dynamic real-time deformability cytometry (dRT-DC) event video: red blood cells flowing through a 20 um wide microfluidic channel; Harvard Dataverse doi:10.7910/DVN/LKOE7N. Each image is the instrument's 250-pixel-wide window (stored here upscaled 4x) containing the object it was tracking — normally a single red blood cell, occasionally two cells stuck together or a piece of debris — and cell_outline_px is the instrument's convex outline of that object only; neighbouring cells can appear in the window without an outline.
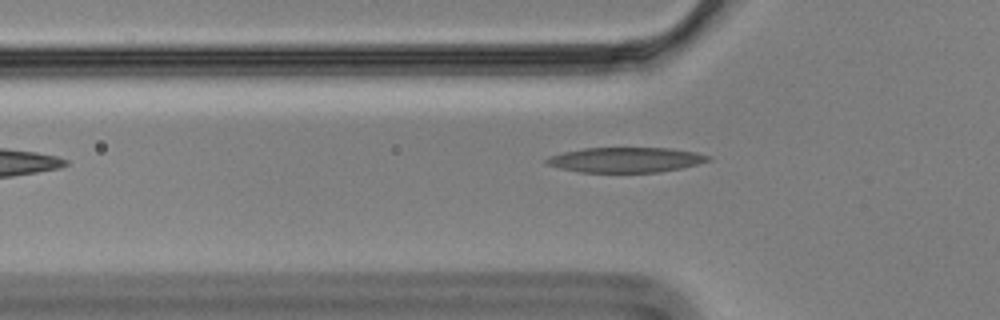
{"species": "Egyptian fruit bat (a non-hibernating species)", "species_latin": "Rousettus aegyptiacus", "temperature_condition": "cold", "stored_images_in_passage": 38, "camera_frame_rate_fps": 3000, "um_per_image_px": 0.085, "animal": {"sex": "male"}, "frame": {"image": 1, "passage_image": 4, "time_ms": 1.0, "image_size_px": [1000, 320], "cell_outline_px": [[708, 160], [696, 164], [680, 168], [660, 172], [580, 172], [560, 168], [548, 164], [544, 160], [552, 156], [564, 152], [584, 148], [672, 148], [696, 152], [708, 156]], "centroid_in_image_um": [53.17, 13.58], "position_along_channel_um": 72.6, "area_um2": 23.24}}
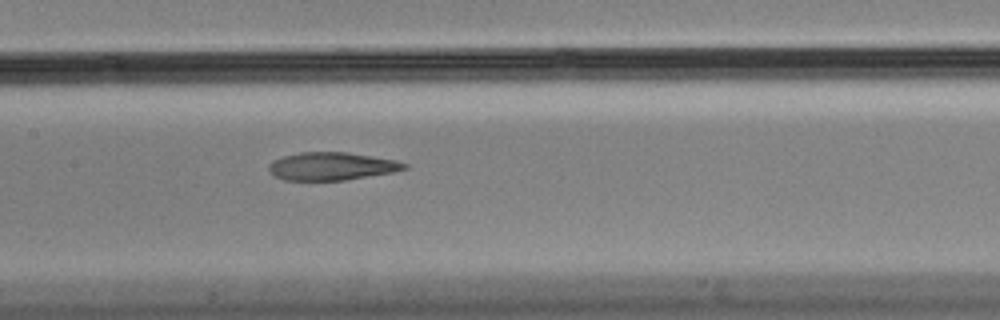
{"frame": {"image": 2, "passage_image": 13, "time_ms": 4.0, "image_size_px": [1000, 320], "cell_outline_px": [[408, 168], [396, 172], [344, 180], [284, 180], [276, 176], [268, 168], [268, 164], [284, 156], [300, 152], [348, 152], [396, 160], [408, 164]], "centroid_in_image_um": [28.25, 14.13], "position_along_channel_um": 179.1, "area_um2": 21.96}}
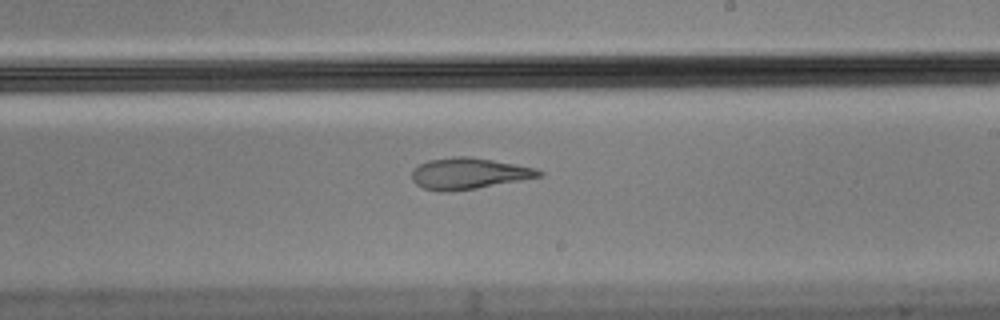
{"frame": {"image": 3, "passage_image": 19, "time_ms": 6.0, "image_size_px": [1000, 320], "cell_outline_px": [[544, 176], [476, 188], [448, 192], [440, 192], [424, 188], [416, 184], [412, 180], [412, 172], [420, 164], [428, 160], [452, 156], [468, 156], [516, 164], [536, 168], [544, 172]], "centroid_in_image_um": [39.86, 14.74], "position_along_channel_um": 249.1, "area_um2": 23.12}, "authors_computed_cell_mechanics": {"area_um2": 23.8136, "velocity_mm_per_s": 3.5139, "shape_relaxation_time_tau1_ms": null, "shape_relaxation_time_tau2_ms": 3.7195, "deformation_change_tau1": null, "deformation_change_tau2": 0.1257}}